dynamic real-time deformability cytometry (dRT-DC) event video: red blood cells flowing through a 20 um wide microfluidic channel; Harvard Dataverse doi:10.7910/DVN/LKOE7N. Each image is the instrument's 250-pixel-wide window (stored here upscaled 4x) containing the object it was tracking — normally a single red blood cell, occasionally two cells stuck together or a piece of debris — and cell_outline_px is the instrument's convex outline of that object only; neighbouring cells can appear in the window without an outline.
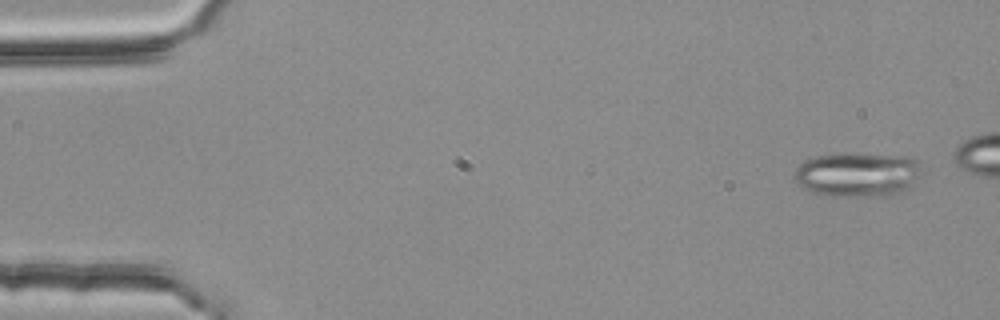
{"species": "common noctule bat (a hibernating species)", "species_latin": "Nyctalus noctula", "temperature_condition": "room temperature", "stored_images_in_passage": 3, "camera_frame_rate_fps": 3000, "um_per_image_px": 0.085, "animal": {"sex": "female", "body_mass_g": 25.1}, "frame": {"image": 1, "passage_image": 1, "time_ms": 0.0, "image_size_px": [1000, 320], "cell_outline_px": [[916, 176], [908, 188], [900, 192], [884, 196], [832, 196], [812, 192], [804, 188], [796, 180], [796, 168], [804, 160], [816, 156], [912, 156], [916, 160]], "centroid_in_image_um": [72.83, 14.88], "position_along_channel_um": 12.2, "area_um2": 31.27}}